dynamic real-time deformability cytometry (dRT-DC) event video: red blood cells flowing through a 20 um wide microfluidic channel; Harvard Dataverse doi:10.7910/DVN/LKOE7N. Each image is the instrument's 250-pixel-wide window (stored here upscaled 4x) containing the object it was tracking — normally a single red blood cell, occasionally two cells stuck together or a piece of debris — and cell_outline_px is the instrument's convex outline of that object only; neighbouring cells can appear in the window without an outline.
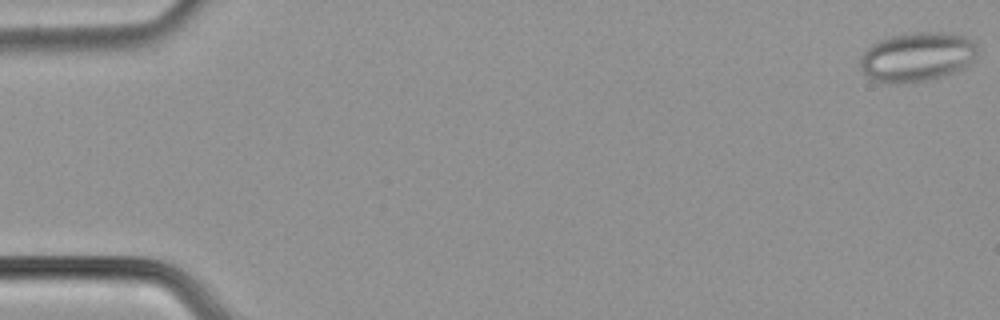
{"species": "common noctule bat (a hibernating species)", "species_latin": "Nyctalus noctula", "temperature_condition": "cold", "stored_images_in_passage": 54, "camera_frame_rate_fps": 3000, "um_per_image_px": 0.085, "animal": {"sex": "male", "body_mass_g": 21.5, "forearm_length_mm": 52.0}, "frame": {"image": 1, "passage_image": 1, "time_ms": 0.0, "image_size_px": [1000, 320], "cell_outline_px": [[980, 48], [976, 56], [964, 68], [944, 76], [928, 80], [904, 84], [888, 84], [872, 80], [860, 68], [860, 56], [872, 44], [888, 36], [908, 32], [948, 32], [964, 36], [972, 40]], "centroid_in_image_um": [77.95, 4.83], "position_along_channel_um": 7.0, "area_um2": 34.33}}
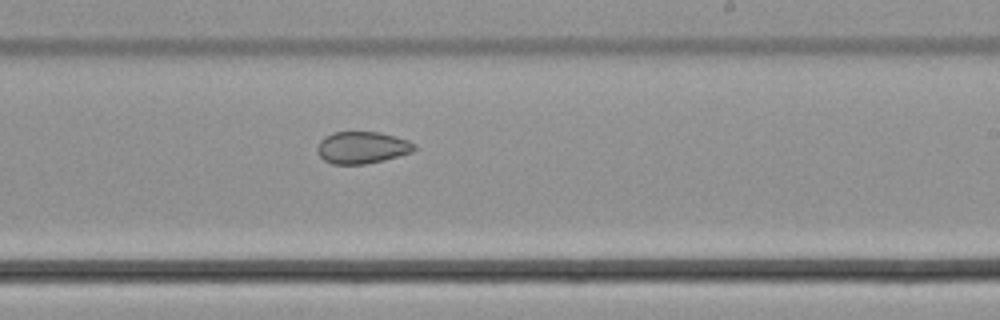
{"frame": {"image": 2, "passage_image": 33, "time_ms": 10.667, "image_size_px": [1000, 320], "cell_outline_px": [[416, 148], [412, 152], [384, 160], [364, 164], [332, 164], [324, 160], [320, 156], [316, 148], [320, 140], [324, 136], [332, 132], [380, 132], [396, 136], [408, 140], [416, 144]], "centroid_in_image_um": [30.77, 12.53], "position_along_channel_um": 258.2, "area_um2": 18.21}}
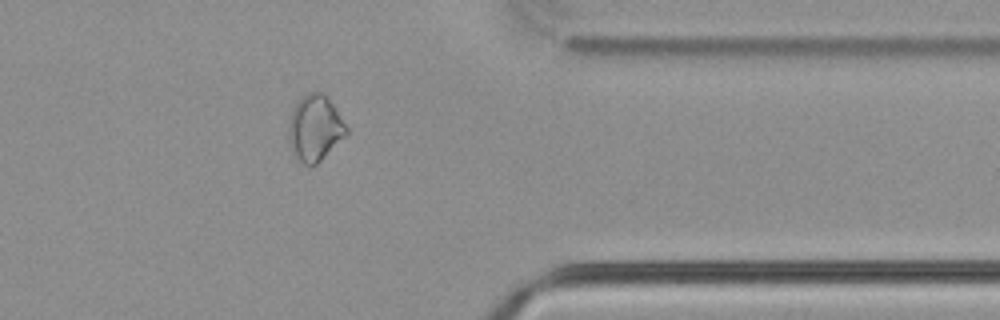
{"frame": {"image": 3, "passage_image": 44, "time_ms": 14.333, "image_size_px": [1000, 320], "cell_outline_px": [[348, 132], [316, 164], [304, 164], [292, 156], [288, 140], [288, 120], [292, 108], [300, 96], [308, 92], [324, 92], [328, 96], [336, 108], [348, 128]], "centroid_in_image_um": [26.72, 10.84], "position_along_channel_um": 384.7, "area_um2": 22.48}, "authors_computed_cell_mechanics": {"area_um2": 23.2934, "velocity_mm_per_s": 3.7859, "shape_relaxation_time_tau1_ms": null, "shape_relaxation_time_tau2_ms": 2.7995, "deformation_change_tau1": null, "deformation_change_tau2": 0.0655}}